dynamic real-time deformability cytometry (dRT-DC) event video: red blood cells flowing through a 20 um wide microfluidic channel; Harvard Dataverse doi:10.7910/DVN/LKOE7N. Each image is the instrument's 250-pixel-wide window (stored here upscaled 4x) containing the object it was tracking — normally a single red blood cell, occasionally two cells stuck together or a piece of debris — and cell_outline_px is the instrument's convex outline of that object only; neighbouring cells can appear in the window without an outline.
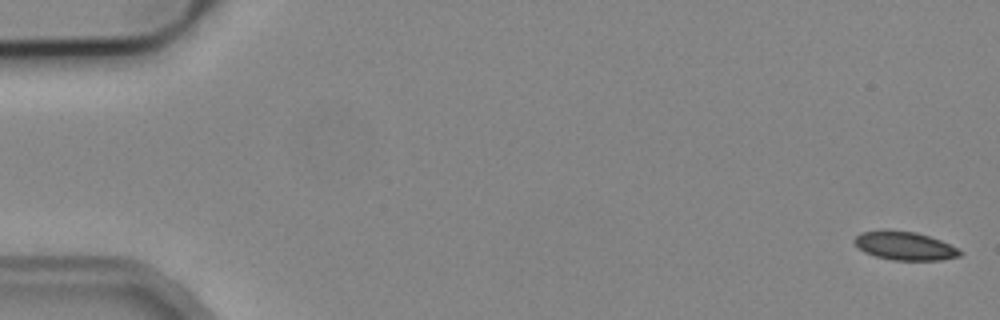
{"species": "common noctule bat (a hibernating species)", "species_latin": "Nyctalus noctula", "temperature_condition": "cold", "stored_images_in_passage": 7, "camera_frame_rate_fps": 3000, "um_per_image_px": 0.085, "animal": {"sex": "male", "body_mass_g": 19.2, "forearm_length_mm": 51.8}, "frame": {"image": 1, "passage_image": 1, "time_ms": 0.0, "image_size_px": [1000, 320], "cell_outline_px": [[964, 252], [960, 256], [940, 260], [892, 260], [876, 256], [864, 252], [852, 240], [860, 232], [884, 228], [916, 232], [940, 240]], "centroid_in_image_um": [76.86, 20.87], "position_along_channel_um": 8.1, "area_um2": 17.69}}
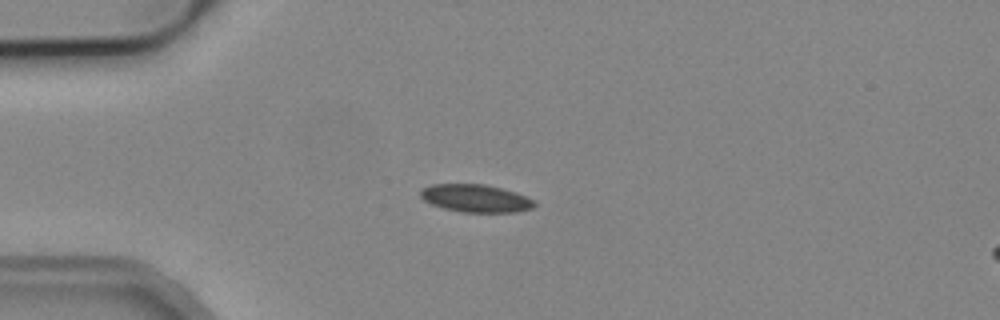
{"frame": {"image": 2, "passage_image": 5, "time_ms": 4.333, "image_size_px": [1000, 320], "cell_outline_px": [[536, 204], [532, 208], [516, 212], [460, 212], [444, 208], [432, 204], [424, 200], [420, 196], [420, 188], [432, 184], [484, 184], [516, 192], [532, 200]], "centroid_in_image_um": [40.39, 16.85], "position_along_channel_um": 44.6, "area_um2": 18.32}}